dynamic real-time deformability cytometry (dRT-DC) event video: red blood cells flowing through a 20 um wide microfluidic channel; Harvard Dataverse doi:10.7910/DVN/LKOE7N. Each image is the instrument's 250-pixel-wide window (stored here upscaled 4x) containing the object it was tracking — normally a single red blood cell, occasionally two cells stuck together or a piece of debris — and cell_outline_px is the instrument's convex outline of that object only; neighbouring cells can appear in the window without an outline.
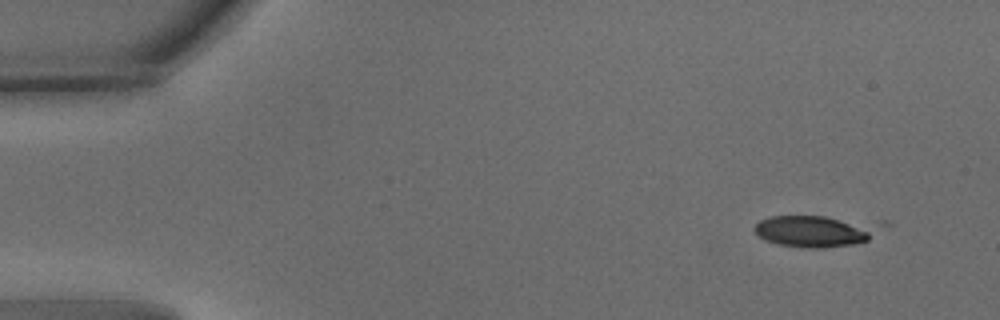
{"species": "common noctule bat (a hibernating species)", "species_latin": "Nyctalus noctula", "temperature_condition": "warm", "stored_images_in_passage": 7, "camera_frame_rate_fps": 3000, "um_per_image_px": 0.085, "animal": {"sex": "male", "body_mass_g": 15.6}, "frame": {"image": 1, "passage_image": 1, "time_ms": 0.0, "image_size_px": [1000, 320], "cell_outline_px": [[892, 224], [868, 240], [852, 244], [824, 248], [804, 248], [776, 244], [764, 240], [752, 228], [760, 220], [772, 216], [824, 216], [888, 220]], "centroid_in_image_um": [69.55, 19.6], "position_along_channel_um": 15.5, "area_um2": 24.62}}